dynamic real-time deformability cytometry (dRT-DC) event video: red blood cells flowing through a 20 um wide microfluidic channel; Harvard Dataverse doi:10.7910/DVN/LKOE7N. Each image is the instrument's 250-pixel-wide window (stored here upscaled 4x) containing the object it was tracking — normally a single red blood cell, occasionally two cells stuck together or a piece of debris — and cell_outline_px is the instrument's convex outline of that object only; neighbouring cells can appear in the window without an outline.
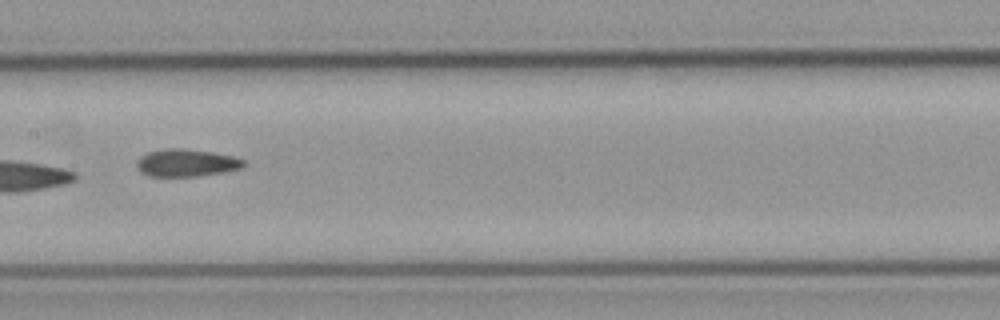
{"species": "common noctule bat (a hibernating species)", "species_latin": "Nyctalus noctula", "temperature_condition": "cold", "stored_images_in_passage": 9, "camera_frame_rate_fps": 3000, "um_per_image_px": 0.085, "animal": {"sex": "male", "body_mass_g": 23.1, "forearm_length_mm": 52.7}, "frame": {"image": 1, "passage_image": 7, "time_ms": 7.0, "image_size_px": [1000, 320], "cell_outline_px": [[244, 164], [240, 168], [224, 172], [196, 176], [148, 176], [140, 172], [136, 164], [140, 156], [148, 152], [164, 148], [180, 148], [212, 152], [232, 156], [244, 160]], "centroid_in_image_um": [15.8, 13.84], "position_along_channel_um": 191.6, "area_um2": 16.99}}
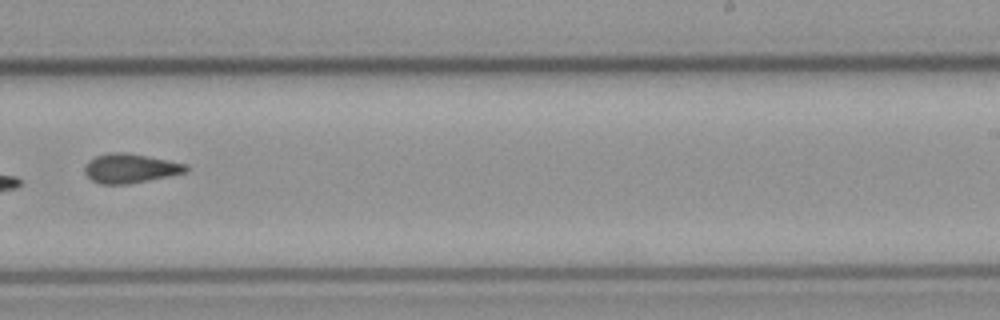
{"frame": {"image": 2, "passage_image": 9, "time_ms": 9.333, "image_size_px": [1000, 320], "cell_outline_px": [[188, 168], [184, 172], [168, 176], [128, 184], [100, 184], [92, 180], [84, 172], [84, 168], [88, 160], [96, 156], [108, 152], [128, 152], [188, 164]], "centroid_in_image_um": [11.04, 14.29], "position_along_channel_um": 278.0, "area_um2": 17.28}}